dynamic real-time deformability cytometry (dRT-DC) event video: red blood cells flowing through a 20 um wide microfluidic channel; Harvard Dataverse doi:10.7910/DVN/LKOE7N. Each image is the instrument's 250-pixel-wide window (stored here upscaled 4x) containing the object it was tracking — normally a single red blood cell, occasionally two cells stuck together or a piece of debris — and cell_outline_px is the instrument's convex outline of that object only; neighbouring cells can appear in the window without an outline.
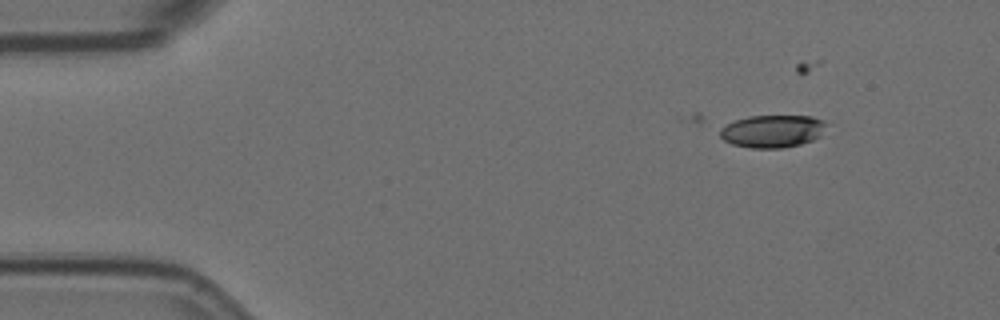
{"species": "Egyptian fruit bat (a non-hibernating species)", "species_latin": "Rousettus aegyptiacus", "temperature_condition": "room temperature", "stored_images_in_passage": 4, "camera_frame_rate_fps": 3000, "um_per_image_px": 0.085, "animal": {"sex": "female"}, "frame": {"image": 1, "passage_image": 1, "time_ms": 0.0, "image_size_px": [1000, 320], "cell_outline_px": [[824, 124], [820, 136], [812, 140], [800, 144], [780, 148], [752, 148], [732, 144], [724, 140], [720, 136], [720, 128], [736, 120], [748, 116], [812, 116], [824, 120]], "centroid_in_image_um": [65.63, 11.15], "position_along_channel_um": 19.4, "area_um2": 19.94}}